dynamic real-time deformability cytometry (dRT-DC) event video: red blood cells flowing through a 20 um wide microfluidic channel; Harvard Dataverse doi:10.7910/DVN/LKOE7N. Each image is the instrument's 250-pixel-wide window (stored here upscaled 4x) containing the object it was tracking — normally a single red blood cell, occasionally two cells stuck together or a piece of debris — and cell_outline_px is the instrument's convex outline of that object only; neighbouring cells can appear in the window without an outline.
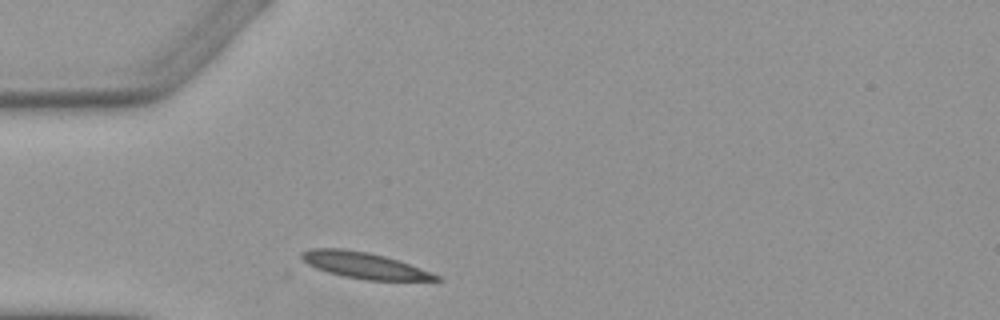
{"species": "Egyptian fruit bat (a non-hibernating species)", "species_latin": "Rousettus aegyptiacus", "temperature_condition": "warm", "stored_images_in_passage": 1, "camera_frame_rate_fps": 3000, "um_per_image_px": 0.085, "animal": {"sex": "female"}, "frame": {"image": 1, "passage_image": 1, "time_ms": 0.0, "image_size_px": [1000, 320], "cell_outline_px": [[444, 280], [364, 280], [344, 276], [328, 272], [316, 268], [308, 264], [300, 256], [300, 252], [312, 248], [344, 248], [368, 252], [400, 260], [440, 276]], "centroid_in_image_um": [30.95, 22.54], "position_along_channel_um": 54.1, "area_um2": 20.46}}